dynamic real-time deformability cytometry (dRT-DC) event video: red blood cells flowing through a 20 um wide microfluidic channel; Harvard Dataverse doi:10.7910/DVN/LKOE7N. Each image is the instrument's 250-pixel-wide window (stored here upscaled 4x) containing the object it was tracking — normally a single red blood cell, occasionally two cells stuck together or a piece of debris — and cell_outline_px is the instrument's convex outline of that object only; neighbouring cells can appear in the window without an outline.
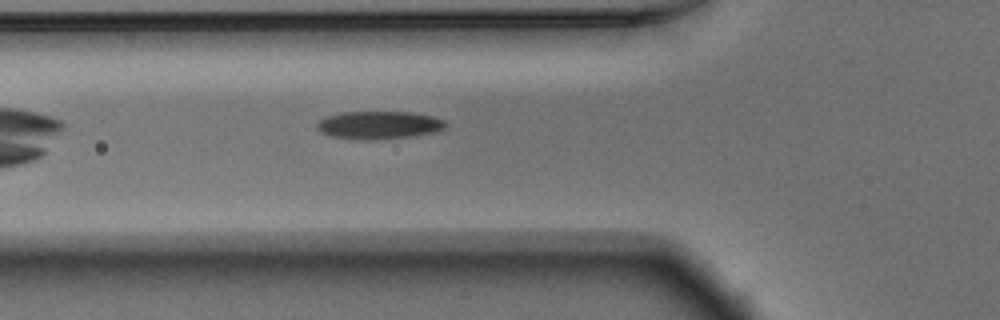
{"species": "Egyptian fruit bat (a non-hibernating species)", "species_latin": "Rousettus aegyptiacus", "temperature_condition": "warm", "stored_images_in_passage": 35, "camera_frame_rate_fps": 3000, "um_per_image_px": 0.085, "animal": {"sex": "male"}, "frame": {"image": 1, "passage_image": 3, "time_ms": 0.667, "image_size_px": [1000, 320], "cell_outline_px": [[444, 128], [436, 132], [412, 136], [372, 140], [360, 140], [332, 136], [320, 132], [316, 128], [316, 124], [320, 120], [328, 116], [340, 112], [412, 112], [432, 116], [444, 120]], "centroid_in_image_um": [32.18, 10.63], "position_along_channel_um": 93.6, "area_um2": 20.87}}
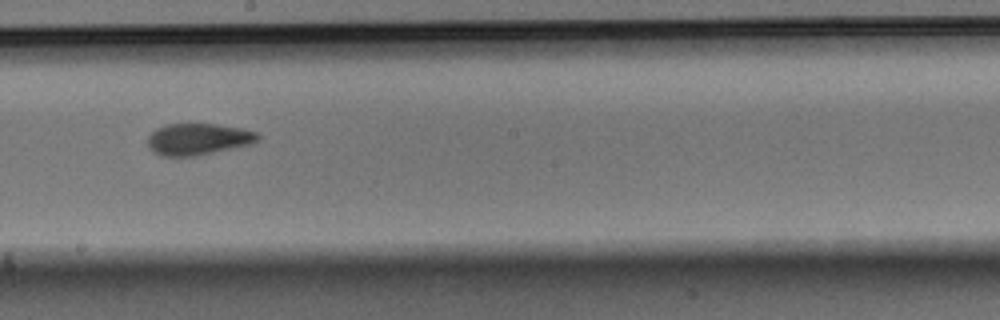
{"frame": {"image": 2, "passage_image": 14, "time_ms": 4.333, "image_size_px": [1000, 320], "cell_outline_px": [[260, 140], [252, 144], [196, 156], [160, 156], [152, 152], [148, 148], [148, 136], [156, 128], [164, 124], [216, 124], [240, 128], [256, 132], [260, 136]], "centroid_in_image_um": [16.82, 11.83], "position_along_channel_um": 231.4, "area_um2": 20.46}}
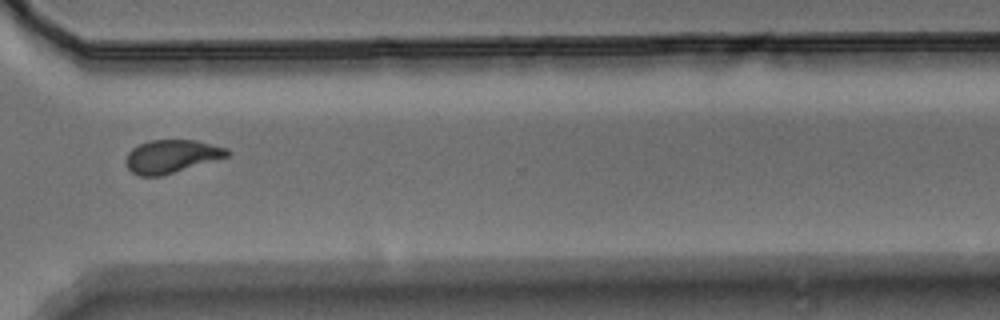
{"frame": {"image": 3, "passage_image": 24, "time_ms": 7.667, "image_size_px": [1000, 320], "cell_outline_px": [[228, 156], [160, 176], [140, 176], [132, 172], [124, 164], [124, 160], [128, 152], [132, 148], [148, 140], [196, 140], [228, 148]], "centroid_in_image_um": [14.52, 13.28], "position_along_channel_um": 356.1, "area_um2": 19.42}}